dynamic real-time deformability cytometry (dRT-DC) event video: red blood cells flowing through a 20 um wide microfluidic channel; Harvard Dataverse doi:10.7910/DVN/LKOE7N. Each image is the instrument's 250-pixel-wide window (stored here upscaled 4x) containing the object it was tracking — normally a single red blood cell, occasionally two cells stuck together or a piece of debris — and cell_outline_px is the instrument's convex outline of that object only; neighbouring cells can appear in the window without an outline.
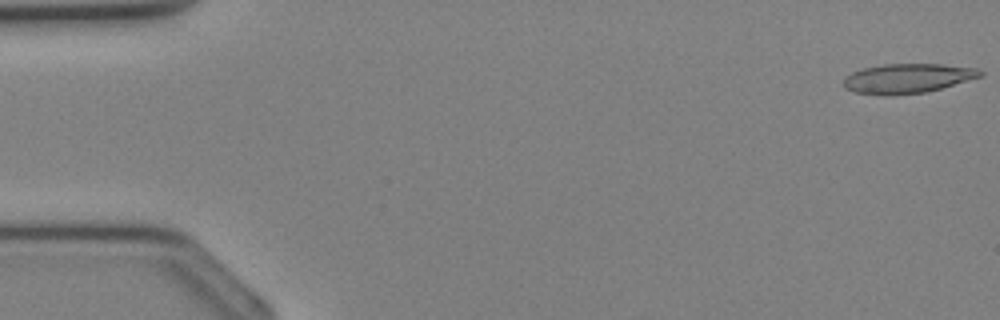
{"species": "Egyptian fruit bat (a non-hibernating species)", "species_latin": "Rousettus aegyptiacus", "temperature_condition": "cold", "stored_images_in_passage": 10, "camera_frame_rate_fps": 3000, "um_per_image_px": 0.085, "animal": {"sex": "female"}, "frame": {"image": 1, "passage_image": 1, "time_ms": 0.0, "image_size_px": [1000, 320], "cell_outline_px": [[984, 76], [928, 92], [892, 96], [856, 92], [844, 88], [844, 80], [852, 72], [864, 68], [884, 64], [944, 64], [976, 68], [984, 72]], "centroid_in_image_um": [77.2, 6.67], "position_along_channel_um": 7.8, "area_um2": 23.64}}